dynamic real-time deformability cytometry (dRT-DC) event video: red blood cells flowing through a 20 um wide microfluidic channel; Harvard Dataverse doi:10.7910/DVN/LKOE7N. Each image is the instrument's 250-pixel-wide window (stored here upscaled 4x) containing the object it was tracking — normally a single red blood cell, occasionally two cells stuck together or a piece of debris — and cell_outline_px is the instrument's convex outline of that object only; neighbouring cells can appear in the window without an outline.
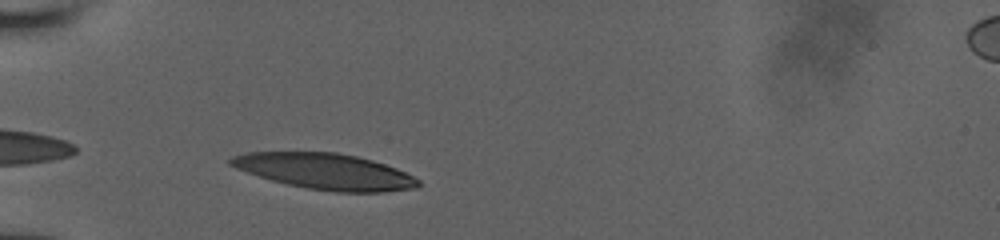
{"species": "human", "species_latin": "Homo sapiens", "temperature_condition": "room temperature", "stored_images_in_passage": 9, "camera_frame_rate_fps": 3000, "um_per_image_px": 0.085, "donor": {"sex": "male"}, "frame": {"image": 1, "passage_image": 3, "time_ms": 0.667, "image_size_px": [1000, 240], "cell_outline_px": [[420, 184], [416, 188], [384, 192], [336, 192], [308, 188], [288, 184], [272, 180], [236, 168], [228, 164], [228, 160], [232, 156], [248, 152], [336, 152], [356, 156], [372, 160], [396, 168], [420, 180]], "centroid_in_image_um": [27.64, 14.57], "position_along_channel_um": 57.4, "area_um2": 38.96}}
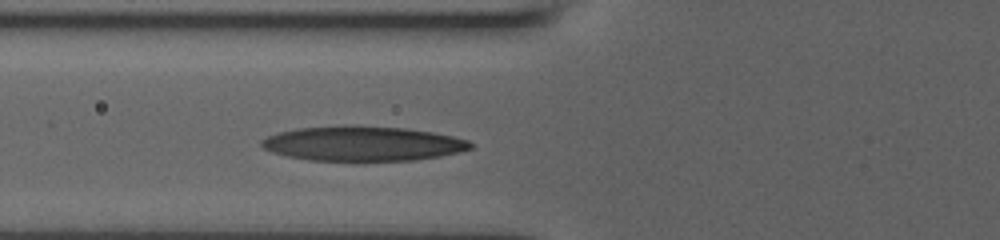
{"frame": {"image": 2, "passage_image": 7, "time_ms": 2.0, "image_size_px": [1000, 240], "cell_outline_px": [[472, 148], [460, 152], [440, 156], [412, 160], [308, 160], [288, 156], [272, 152], [264, 148], [260, 144], [260, 140], [268, 136], [280, 132], [296, 128], [404, 128], [432, 132], [452, 136], [468, 140], [472, 144]], "centroid_in_image_um": [30.85, 12.24], "position_along_channel_um": 94.9, "area_um2": 40.75}}